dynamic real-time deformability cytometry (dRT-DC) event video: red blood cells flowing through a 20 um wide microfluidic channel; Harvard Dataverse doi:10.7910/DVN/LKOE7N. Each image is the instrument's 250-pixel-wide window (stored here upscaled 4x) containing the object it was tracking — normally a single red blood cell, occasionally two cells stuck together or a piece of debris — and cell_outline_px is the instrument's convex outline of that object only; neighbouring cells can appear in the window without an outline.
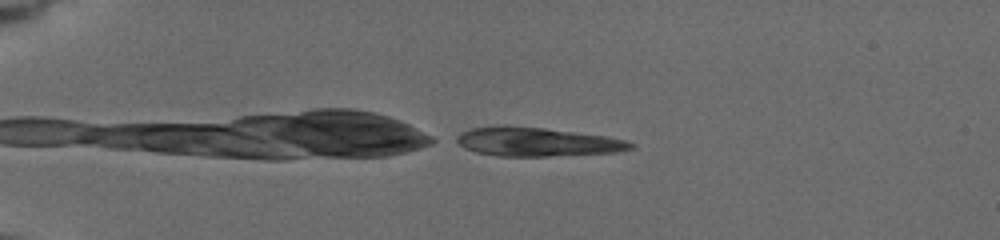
{"species": "common noctule bat (a hibernating species)", "species_latin": "Nyctalus noctula", "temperature_condition": "cold", "stored_images_in_passage": 44, "camera_frame_rate_fps": 3000, "um_per_image_px": 0.085, "animal": {"sex": "female", "body_mass_g": 19.5, "forearm_length_mm": 54.1}, "frame": {"image": 1, "passage_image": 1, "time_ms": 0.0, "image_size_px": [1000, 240], "cell_outline_px": [[636, 148], [616, 152], [548, 156], [496, 156], [476, 152], [464, 148], [452, 140], [460, 132], [472, 128], [504, 124], [544, 128], [604, 136], [624, 140], [636, 144]], "centroid_in_image_um": [45.57, 12.05], "position_along_channel_um": 39.4, "area_um2": 29.54}}
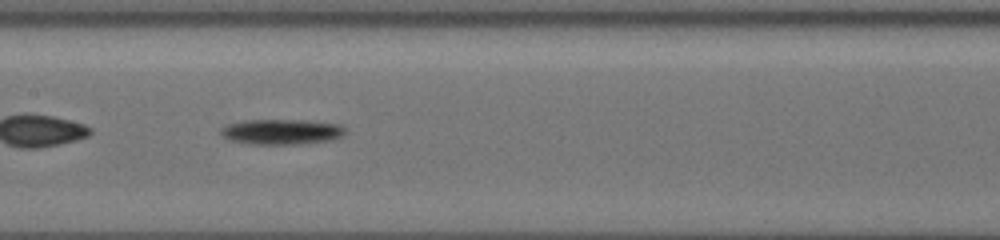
{"frame": {"image": 2, "passage_image": 18, "time_ms": 5.667, "image_size_px": [1000, 240], "cell_outline_px": [[344, 132], [340, 136], [332, 140], [296, 144], [252, 144], [232, 140], [224, 136], [220, 132], [220, 128], [228, 124], [248, 120], [304, 120], [340, 124], [344, 128]], "centroid_in_image_um": [23.93, 11.19], "position_along_channel_um": 183.5, "area_um2": 18.09}}
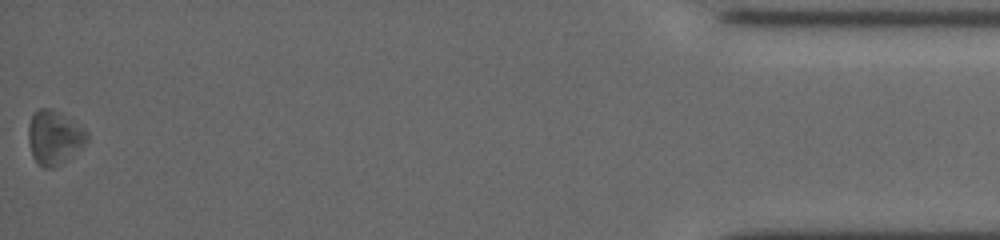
{"frame": {"image": 3, "passage_image": 44, "time_ms": 14.333, "image_size_px": [1000, 240], "cell_outline_px": [[88, 140], [84, 144], [60, 164], [52, 168], [44, 168], [32, 156], [28, 140], [28, 124], [32, 116], [40, 108], [52, 108], [60, 112], [88, 132]], "centroid_in_image_um": [4.58, 11.66], "position_along_channel_um": 430.6, "area_um2": 18.09}, "authors_computed_cell_mechanics": {"area_um2": 17.3978, "velocity_mm_per_s": 3.7371, "shape_relaxation_time_tau1_ms": 0.8191, "shape_relaxation_time_tau2_ms": null, "deformation_change_tau1": 0.1003, "deformation_change_tau2": null}}